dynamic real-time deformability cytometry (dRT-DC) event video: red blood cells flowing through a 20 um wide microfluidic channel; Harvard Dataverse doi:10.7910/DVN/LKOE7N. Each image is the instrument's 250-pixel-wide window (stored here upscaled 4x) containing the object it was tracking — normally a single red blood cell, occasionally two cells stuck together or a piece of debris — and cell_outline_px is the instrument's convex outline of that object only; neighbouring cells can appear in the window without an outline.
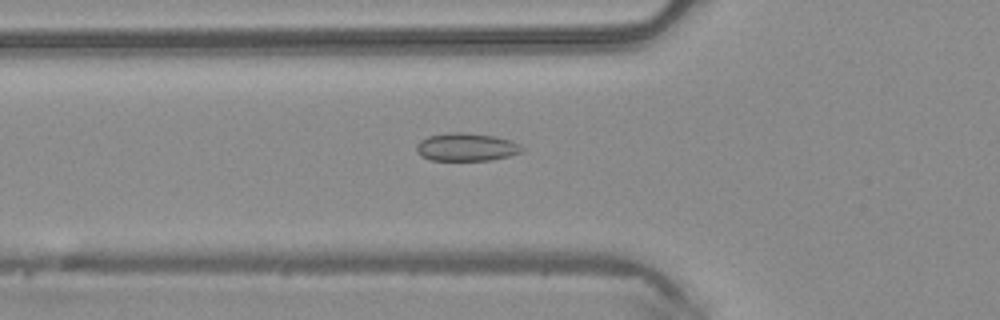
{"species": "common noctule bat (a hibernating species)", "species_latin": "Nyctalus noctula", "temperature_condition": "warm", "stored_images_in_passage": 33, "camera_frame_rate_fps": 3000, "um_per_image_px": 0.085, "animal": {"sex": "male", "body_mass_g": 20.4}, "frame": {"image": 1, "passage_image": 2, "time_ms": 0.333, "image_size_px": [1000, 320], "cell_outline_px": [[524, 148], [520, 152], [508, 156], [492, 160], [432, 160], [420, 156], [416, 152], [416, 144], [420, 140], [428, 136], [456, 132], [464, 132], [492, 136], [508, 140]], "centroid_in_image_um": [39.57, 12.51], "position_along_channel_um": 86.2, "area_um2": 16.94}}
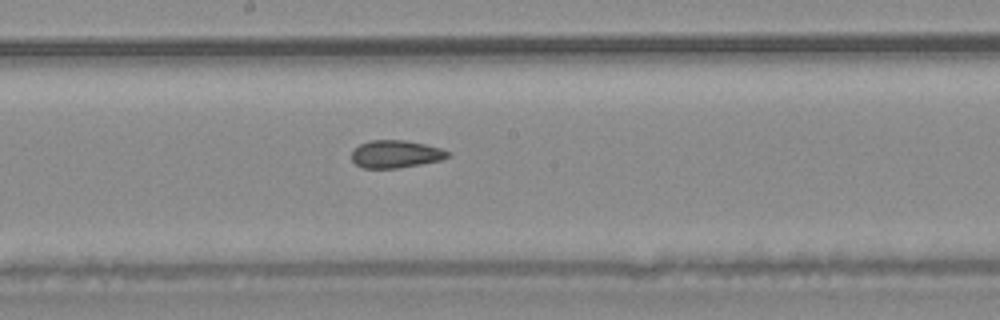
{"frame": {"image": 2, "passage_image": 11, "time_ms": 3.333, "image_size_px": [1000, 320], "cell_outline_px": [[452, 156], [440, 160], [420, 164], [396, 168], [364, 168], [356, 164], [352, 160], [352, 152], [360, 144], [372, 140], [404, 140], [424, 144], [440, 148], [452, 152]], "centroid_in_image_um": [33.67, 13.09], "position_along_channel_um": 214.5, "area_um2": 15.37}}
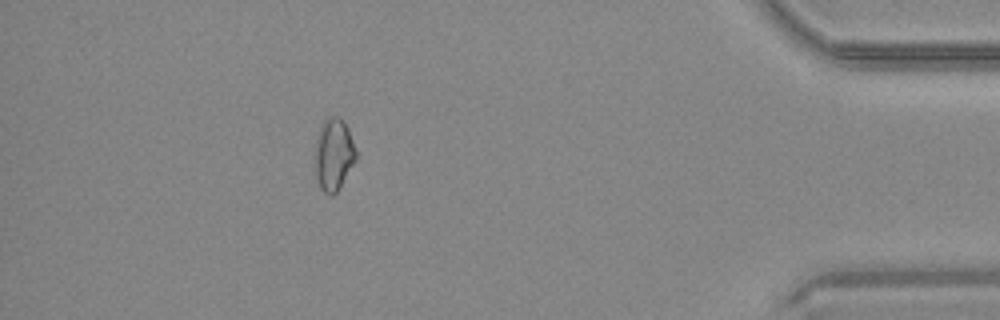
{"frame": {"image": 3, "passage_image": 28, "time_ms": 9.0, "image_size_px": [1000, 320], "cell_outline_px": [[356, 160], [340, 188], [332, 196], [328, 196], [320, 188], [316, 180], [316, 140], [320, 128], [324, 120], [328, 116], [340, 116], [348, 128], [356, 148]], "centroid_in_image_um": [28.38, 13.14], "position_along_channel_um": 406.8, "area_um2": 17.34}, "authors_computed_cell_mechanics": {"area_um2": 16.0684, "velocity_mm_per_s": 4.254, "shape_relaxation_time_tau1_ms": null, "shape_relaxation_time_tau2_ms": 1.493, "deformation_change_tau1": null, "deformation_change_tau2": 0.0637}}